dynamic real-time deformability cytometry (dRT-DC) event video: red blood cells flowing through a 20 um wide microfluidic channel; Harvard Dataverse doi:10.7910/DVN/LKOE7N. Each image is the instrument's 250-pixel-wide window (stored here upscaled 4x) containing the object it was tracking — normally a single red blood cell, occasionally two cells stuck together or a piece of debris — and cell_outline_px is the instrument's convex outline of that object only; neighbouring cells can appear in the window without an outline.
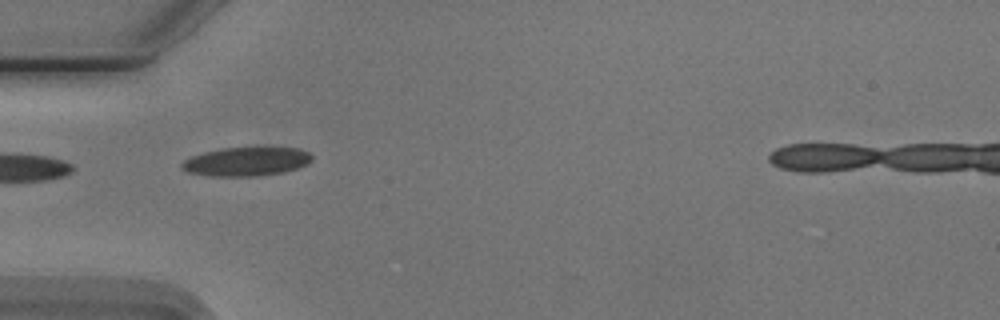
{"species": "Egyptian fruit bat (a non-hibernating species)", "species_latin": "Rousettus aegyptiacus", "temperature_condition": "cold", "stored_images_in_passage": 38, "camera_frame_rate_fps": 3000, "um_per_image_px": 0.085, "animal": {"sex": "male"}, "frame": {"image": 1, "passage_image": 1, "time_ms": 0.0, "image_size_px": [1000, 320], "cell_outline_px": [[312, 160], [308, 164], [284, 172], [256, 176], [208, 176], [188, 172], [180, 168], [180, 164], [184, 160], [192, 156], [204, 152], [220, 148], [300, 148], [308, 152], [312, 156]], "centroid_in_image_um": [20.92, 13.74], "position_along_channel_um": 64.1, "area_um2": 21.85}}
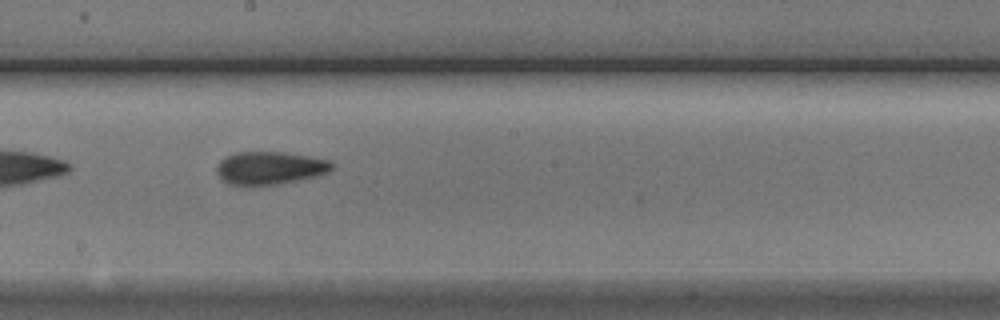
{"frame": {"image": 2, "passage_image": 14, "time_ms": 4.333, "image_size_px": [1000, 320], "cell_outline_px": [[332, 168], [328, 172], [312, 176], [276, 184], [248, 188], [244, 188], [228, 184], [220, 180], [216, 172], [216, 164], [224, 156], [236, 152], [280, 152], [308, 156], [328, 160], [332, 164]], "centroid_in_image_um": [22.78, 14.31], "position_along_channel_um": 225.4, "area_um2": 22.43}}
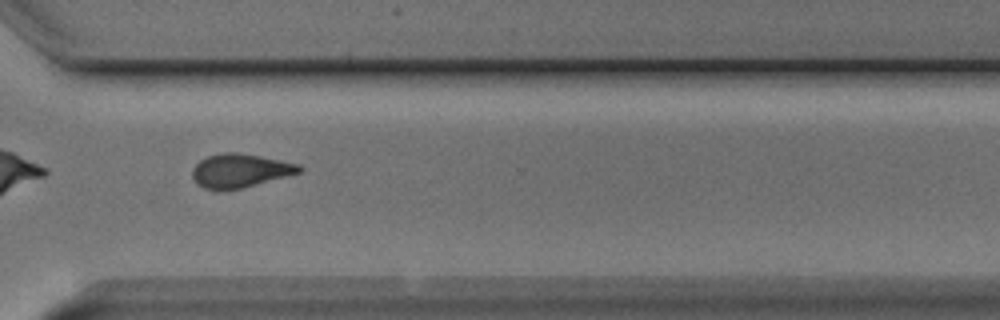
{"frame": {"image": 3, "passage_image": 24, "time_ms": 7.667, "image_size_px": [1000, 320], "cell_outline_px": [[304, 168], [300, 172], [240, 188], [204, 188], [192, 176], [192, 168], [200, 160], [208, 156], [224, 152], [236, 152], [260, 156], [300, 164]], "centroid_in_image_um": [20.42, 14.46], "position_along_channel_um": 350.2, "area_um2": 20.29}, "authors_computed_cell_mechanics": {"area_um2": 21.2415, "velocity_mm_per_s": 3.7513, "shape_relaxation_time_tau1_ms": 4.7765, "shape_relaxation_time_tau2_ms": 2.5727, "deformation_change_tau1": 0.1354, "deformation_change_tau2": 0.1019}}